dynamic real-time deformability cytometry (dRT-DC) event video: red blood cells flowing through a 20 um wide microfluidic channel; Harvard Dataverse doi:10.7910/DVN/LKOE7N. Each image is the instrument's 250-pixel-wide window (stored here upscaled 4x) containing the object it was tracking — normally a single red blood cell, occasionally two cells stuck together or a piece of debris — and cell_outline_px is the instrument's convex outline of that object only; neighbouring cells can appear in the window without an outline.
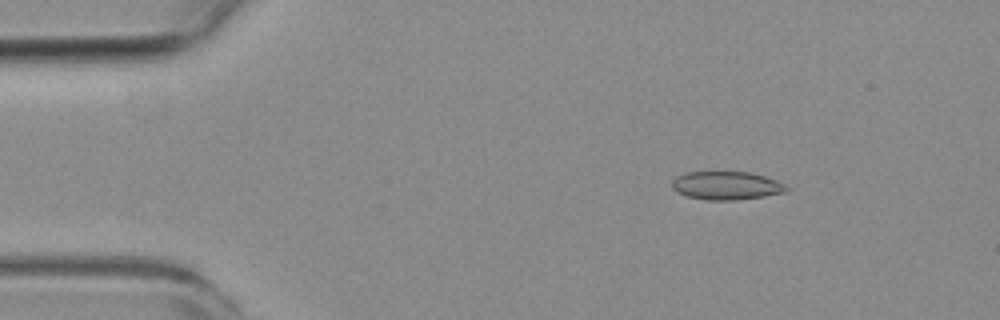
{"species": "common noctule bat (a hibernating species)", "species_latin": "Nyctalus noctula", "temperature_condition": "room temperature", "stored_images_in_passage": 4, "camera_frame_rate_fps": 3000, "um_per_image_px": 0.085, "animal": {"sex": "female", "body_mass_g": 19.3, "forearm_length_mm": 54.1}, "frame": {"image": 1, "passage_image": 2, "time_ms": 1.667, "image_size_px": [1000, 320], "cell_outline_px": [[792, 188], [788, 192], [764, 196], [736, 200], [708, 200], [688, 196], [672, 188], [672, 180], [676, 176], [684, 172], [748, 172], [764, 176], [776, 180]], "centroid_in_image_um": [61.79, 15.77], "position_along_channel_um": 23.2, "area_um2": 18.9}}